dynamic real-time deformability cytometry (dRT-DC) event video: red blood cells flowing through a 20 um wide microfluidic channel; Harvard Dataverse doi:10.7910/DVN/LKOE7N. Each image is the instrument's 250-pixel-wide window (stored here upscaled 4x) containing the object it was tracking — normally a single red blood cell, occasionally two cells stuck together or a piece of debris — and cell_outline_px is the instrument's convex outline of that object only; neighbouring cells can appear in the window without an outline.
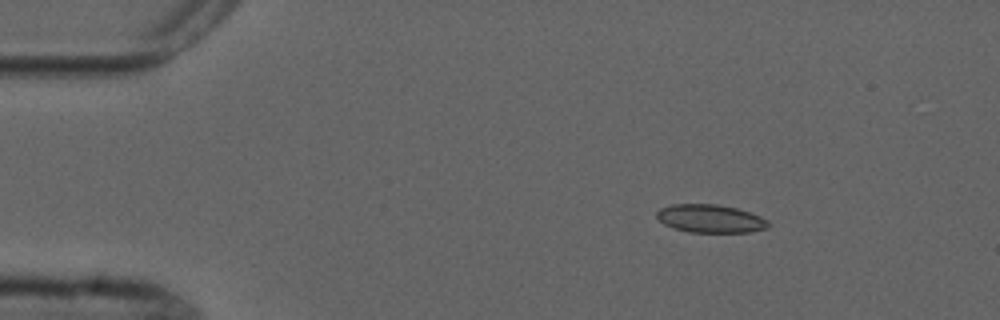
{"species": "common noctule bat (a hibernating species)", "species_latin": "Nyctalus noctula", "temperature_condition": "cold", "stored_images_in_passage": 5, "camera_frame_rate_fps": 3000, "um_per_image_px": 0.085, "animal": {"sex": "male", "forearm_length_mm": 52.5}, "frame": {"image": 1, "passage_image": 1, "time_ms": 0.0, "image_size_px": [1000, 320], "cell_outline_px": [[768, 228], [748, 232], [688, 232], [672, 228], [664, 224], [656, 216], [656, 212], [660, 208], [672, 204], [716, 204], [736, 208], [760, 216], [768, 220]], "centroid_in_image_um": [60.35, 18.58], "position_along_channel_um": 24.7, "area_um2": 18.26}}
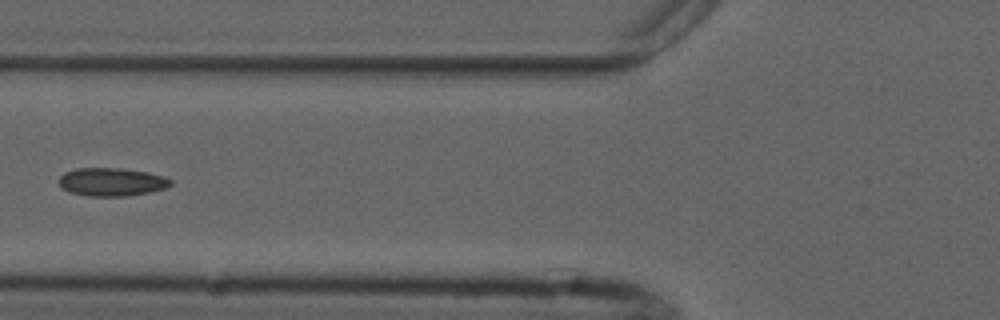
{"frame": {"image": 2, "passage_image": 4, "time_ms": 4.333, "image_size_px": [1000, 320], "cell_outline_px": [[172, 184], [164, 188], [148, 192], [124, 196], [88, 196], [68, 192], [60, 188], [60, 176], [64, 172], [76, 168], [120, 168], [148, 172], [164, 176], [172, 180]], "centroid_in_image_um": [9.46, 15.46], "position_along_channel_um": 116.3, "area_um2": 18.38}}
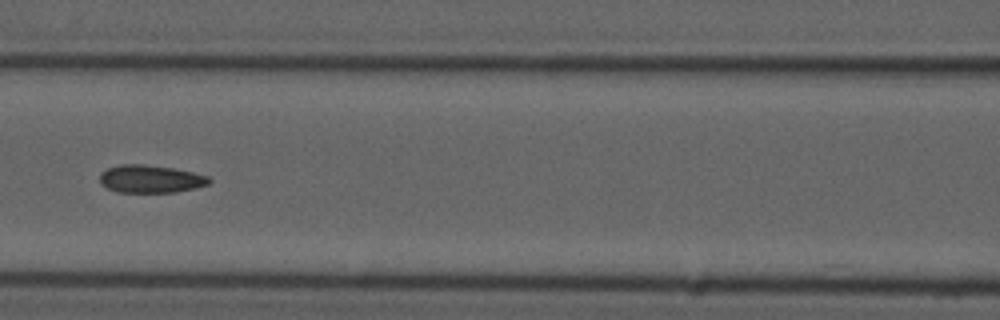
{"frame": {"image": 3, "passage_image": 5, "time_ms": 5.333, "image_size_px": [1000, 320], "cell_outline_px": [[212, 180], [208, 184], [196, 188], [176, 192], [116, 192], [100, 184], [100, 172], [108, 168], [120, 164], [144, 164], [172, 168], [192, 172], [208, 176]], "centroid_in_image_um": [12.78, 15.21], "position_along_channel_um": 153.8, "area_um2": 17.74}}